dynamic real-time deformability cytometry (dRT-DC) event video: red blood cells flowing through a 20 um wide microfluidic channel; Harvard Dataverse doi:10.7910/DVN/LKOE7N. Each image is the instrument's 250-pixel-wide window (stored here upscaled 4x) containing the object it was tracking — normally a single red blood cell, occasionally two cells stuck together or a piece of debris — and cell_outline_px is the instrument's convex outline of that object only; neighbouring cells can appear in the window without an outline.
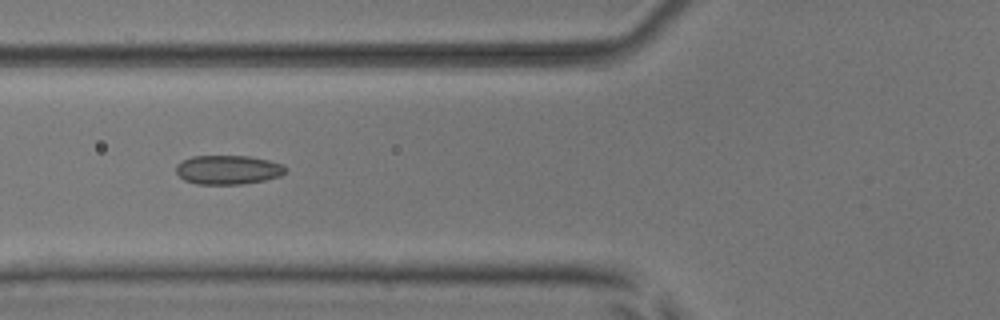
{"species": "common noctule bat (a hibernating species)", "species_latin": "Nyctalus noctula", "temperature_condition": "room temperature", "stored_images_in_passage": 38, "camera_frame_rate_fps": 3000, "um_per_image_px": 0.085, "animal": {"sex": "male", "body_mass_g": 17.9, "forearm_length_mm": 54.2}, "frame": {"image": 1, "passage_image": 6, "time_ms": 1.667, "image_size_px": [1000, 320], "cell_outline_px": [[288, 172], [280, 176], [264, 180], [240, 184], [196, 184], [184, 180], [176, 172], [176, 164], [192, 156], [248, 156], [268, 160], [284, 164], [288, 168]], "centroid_in_image_um": [19.42, 14.43], "position_along_channel_um": 106.4, "area_um2": 18.67}}
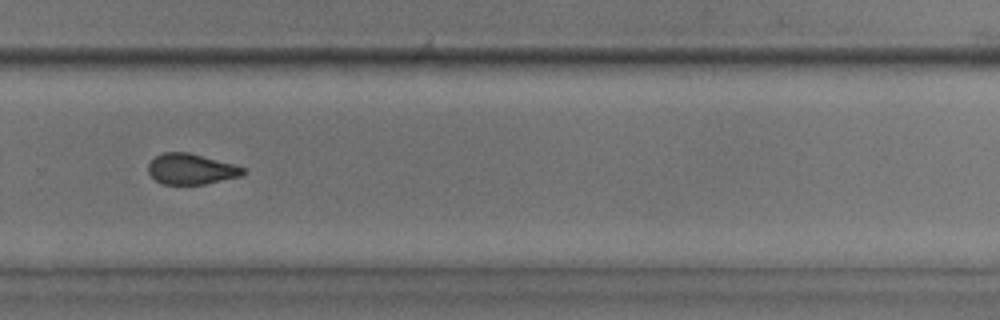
{"frame": {"image": 2, "passage_image": 22, "time_ms": 7.0, "image_size_px": [1000, 320], "cell_outline_px": [[248, 172], [240, 176], [204, 184], [164, 184], [156, 180], [148, 172], [148, 164], [156, 156], [164, 152], [188, 152], [232, 164], [244, 168]], "centroid_in_image_um": [16.24, 14.37], "position_along_channel_um": 313.6, "area_um2": 16.7}}
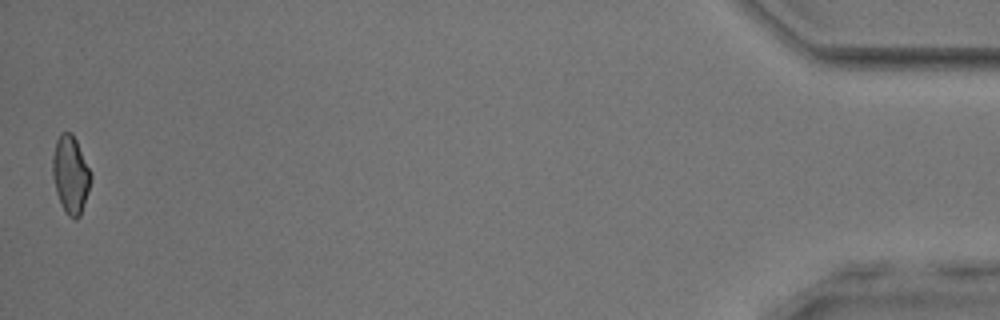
{"frame": {"image": 3, "passage_image": 38, "time_ms": 12.333, "image_size_px": [1000, 320], "cell_outline_px": [[92, 176], [88, 192], [80, 216], [76, 220], [68, 216], [56, 192], [52, 176], [52, 156], [56, 140], [60, 132], [72, 132], [76, 140]], "centroid_in_image_um": [5.98, 14.82], "position_along_channel_um": 429.2, "area_um2": 17.17}, "authors_computed_cell_mechanics": {"area_um2": 17.5712, "velocity_mm_per_s": 3.8915, "shape_relaxation_time_tau1_ms": null, "shape_relaxation_time_tau2_ms": 2.3376, "deformation_change_tau1": null, "deformation_change_tau2": 0.0784}}